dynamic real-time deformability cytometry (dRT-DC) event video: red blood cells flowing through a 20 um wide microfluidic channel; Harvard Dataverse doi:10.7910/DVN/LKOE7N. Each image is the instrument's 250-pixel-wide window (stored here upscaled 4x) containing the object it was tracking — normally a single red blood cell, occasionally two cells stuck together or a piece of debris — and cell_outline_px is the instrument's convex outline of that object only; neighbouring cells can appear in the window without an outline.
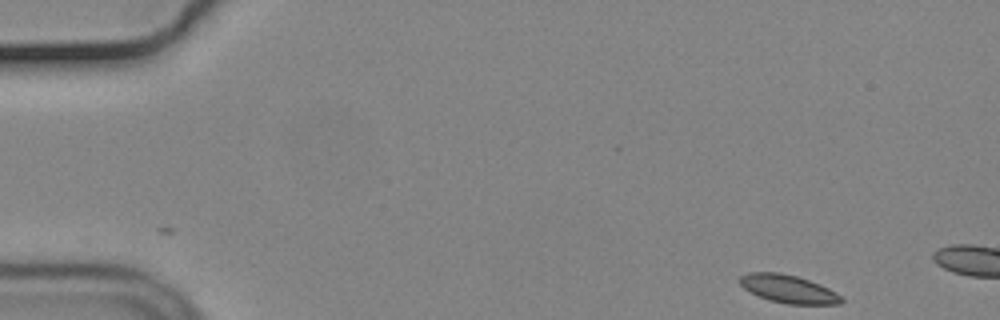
{"species": "common noctule bat (a hibernating species)", "species_latin": "Nyctalus noctula", "temperature_condition": "cold", "stored_images_in_passage": 4, "camera_frame_rate_fps": 3000, "um_per_image_px": 0.085, "animal": {"sex": "male", "body_mass_g": 19.2, "forearm_length_mm": 51.8}, "frame": {"image": 1, "passage_image": 1, "time_ms": 0.0, "image_size_px": [1000, 320], "cell_outline_px": [[844, 300], [840, 304], [788, 304], [772, 300], [760, 296], [744, 288], [740, 284], [740, 276], [748, 272], [780, 272], [796, 276], [820, 284], [836, 292]], "centroid_in_image_um": [67.03, 24.55], "position_along_channel_um": 18.0, "area_um2": 16.36}}